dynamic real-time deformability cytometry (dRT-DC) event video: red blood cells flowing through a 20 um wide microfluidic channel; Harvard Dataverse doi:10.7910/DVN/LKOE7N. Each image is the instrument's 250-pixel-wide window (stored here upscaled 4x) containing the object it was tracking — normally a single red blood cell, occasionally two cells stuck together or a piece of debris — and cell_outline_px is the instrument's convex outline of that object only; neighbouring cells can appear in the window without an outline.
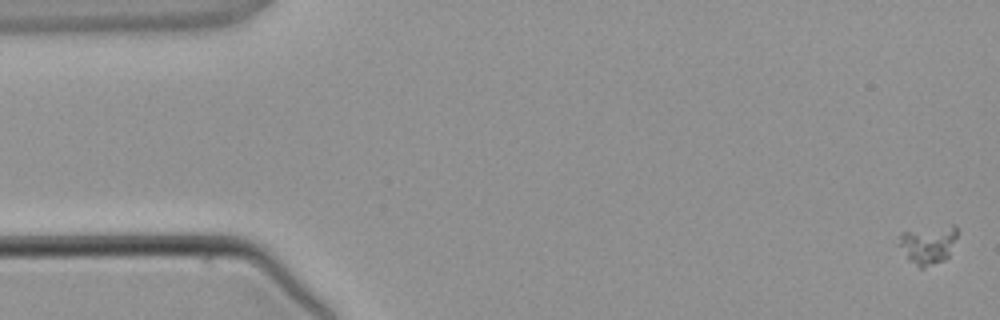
{"species": "common noctule bat (a hibernating species)", "species_latin": "Nyctalus noctula", "temperature_condition": "warm", "stored_images_in_passage": 4, "camera_frame_rate_fps": 3000, "um_per_image_px": 0.085, "animal": {"sex": "male", "body_mass_g": 21.5, "forearm_length_mm": 52.0}, "frame": {"image": 1, "passage_image": 1, "time_ms": 0.0, "image_size_px": [1000, 320], "cell_outline_px": [[960, 232], [948, 256], [944, 260], [924, 268], [920, 268], [908, 260], [896, 244], [900, 232], [948, 224], [952, 224]], "centroid_in_image_um": [78.87, 20.77], "position_along_channel_um": 6.1, "area_um2": 13.64}}
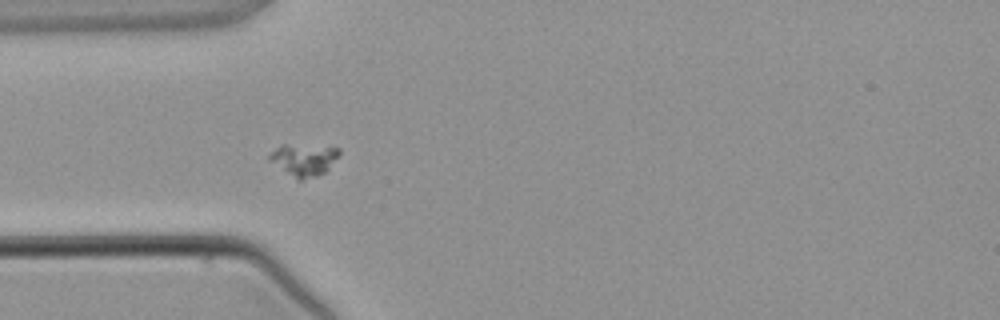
{"frame": {"image": 2, "passage_image": 4, "time_ms": 4.333, "image_size_px": [1000, 320], "cell_outline_px": [[340, 156], [324, 172], [316, 176], [300, 180], [268, 160], [268, 156], [276, 148], [284, 144], [340, 148]], "centroid_in_image_um": [25.85, 13.56], "position_along_channel_um": 59.2, "area_um2": 12.6}}